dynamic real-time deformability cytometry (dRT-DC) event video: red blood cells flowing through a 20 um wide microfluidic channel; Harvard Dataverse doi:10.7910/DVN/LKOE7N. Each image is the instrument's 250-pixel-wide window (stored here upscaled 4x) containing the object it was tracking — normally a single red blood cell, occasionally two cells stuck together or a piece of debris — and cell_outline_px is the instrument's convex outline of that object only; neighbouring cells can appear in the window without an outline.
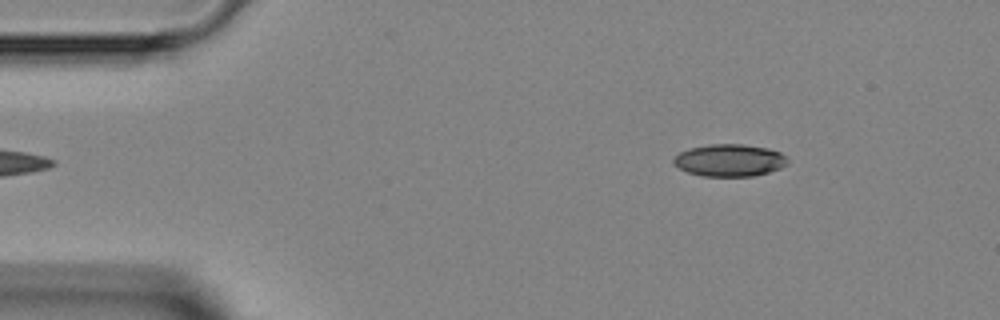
{"species": "Egyptian fruit bat (a non-hibernating species)", "species_latin": "Rousettus aegyptiacus", "temperature_condition": "room temperature", "stored_images_in_passage": 2, "camera_frame_rate_fps": 3000, "um_per_image_px": 0.085, "animal": {"sex": "female"}, "frame": {"image": 1, "passage_image": 2, "time_ms": 1.0, "image_size_px": [1000, 320], "cell_outline_px": [[788, 164], [780, 168], [768, 172], [752, 176], [704, 176], [688, 172], [672, 164], [672, 160], [680, 152], [688, 148], [708, 144], [744, 144], [768, 148], [780, 152], [788, 160]], "centroid_in_image_um": [62.0, 13.61], "position_along_channel_um": 23.0, "area_um2": 21.44}}